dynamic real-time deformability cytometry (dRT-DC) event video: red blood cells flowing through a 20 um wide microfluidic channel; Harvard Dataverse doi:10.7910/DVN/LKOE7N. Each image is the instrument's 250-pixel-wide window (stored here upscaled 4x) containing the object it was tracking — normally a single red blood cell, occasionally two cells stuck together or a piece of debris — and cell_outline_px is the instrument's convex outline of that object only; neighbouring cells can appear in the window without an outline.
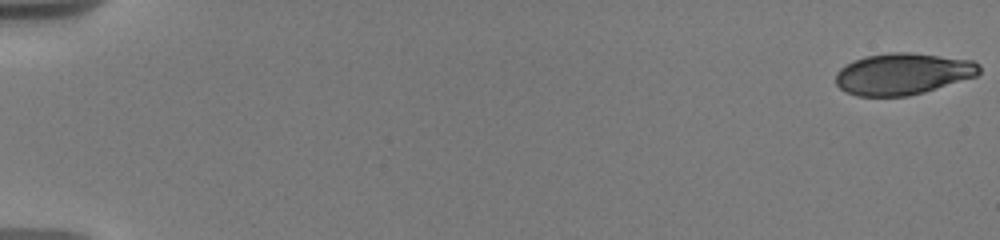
{"species": "human", "species_latin": "Homo sapiens", "temperature_condition": "warm", "stored_images_in_passage": 27, "camera_frame_rate_fps": 3000, "um_per_image_px": 0.085, "donor": {"sex": "male"}, "frame": {"image": 1, "passage_image": 1, "time_ms": 0.0, "image_size_px": [1000, 240], "cell_outline_px": [[980, 72], [976, 76], [924, 92], [908, 96], [856, 96], [844, 92], [836, 84], [836, 72], [840, 68], [864, 56], [888, 52], [908, 52], [972, 60], [980, 64]], "centroid_in_image_um": [76.72, 6.28], "position_along_channel_um": 8.3, "area_um2": 34.74}}
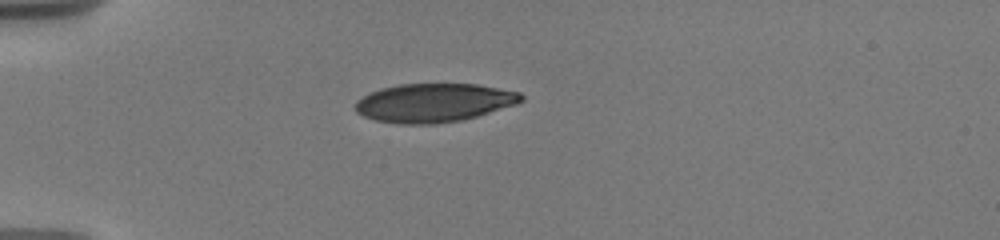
{"frame": {"image": 2, "passage_image": 19, "time_ms": 5.333, "image_size_px": [1000, 240], "cell_outline_px": [[524, 100], [516, 104], [476, 116], [460, 120], [432, 124], [400, 124], [376, 120], [364, 116], [356, 112], [356, 100], [380, 88], [400, 84], [476, 84], [520, 92], [524, 96]], "centroid_in_image_um": [36.89, 8.73], "position_along_channel_um": 48.1, "area_um2": 37.11}}
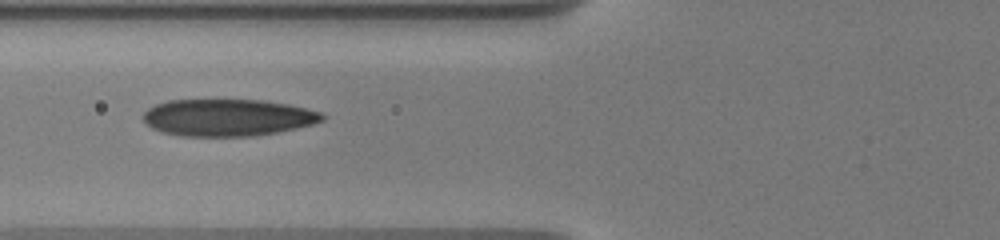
{"frame": {"image": 3, "passage_image": 26, "time_ms": 7.667, "image_size_px": [1000, 240], "cell_outline_px": [[324, 120], [312, 124], [296, 128], [256, 136], [180, 136], [160, 132], [152, 128], [144, 120], [144, 112], [148, 108], [156, 104], [168, 100], [264, 100], [288, 104], [320, 112], [324, 116]], "centroid_in_image_um": [19.33, 9.99], "position_along_channel_um": 106.5, "area_um2": 38.55}}